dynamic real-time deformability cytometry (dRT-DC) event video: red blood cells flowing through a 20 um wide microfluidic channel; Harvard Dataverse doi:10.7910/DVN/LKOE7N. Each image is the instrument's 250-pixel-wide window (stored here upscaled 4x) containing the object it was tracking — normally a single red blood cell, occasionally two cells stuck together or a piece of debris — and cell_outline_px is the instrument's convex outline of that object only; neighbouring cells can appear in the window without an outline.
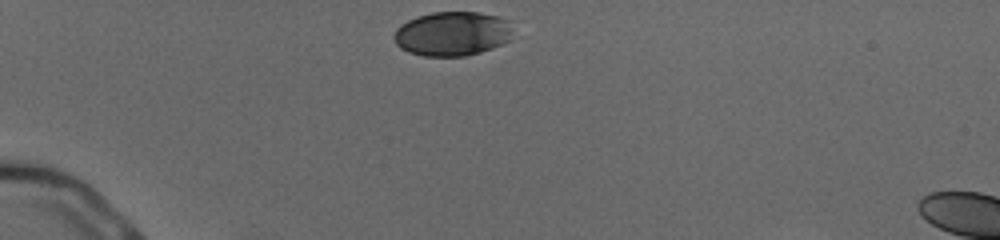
{"species": "human", "species_latin": "Homo sapiens", "temperature_condition": "cold", "stored_images_in_passage": 10, "camera_frame_rate_fps": 3000, "um_per_image_px": 0.085, "donor": {"sex": "male"}, "frame": {"image": 1, "passage_image": 1, "time_ms": 0.0, "image_size_px": [1000, 240], "cell_outline_px": [[508, 40], [492, 48], [480, 52], [464, 56], [424, 56], [408, 52], [400, 48], [396, 44], [392, 36], [396, 28], [400, 24], [416, 16], [432, 12], [480, 12], [500, 16], [508, 20]], "centroid_in_image_um": [38.36, 2.86], "position_along_channel_um": 46.6, "area_um2": 30.63}}
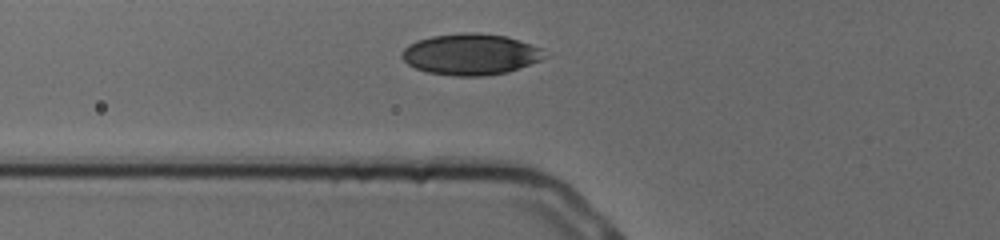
{"frame": {"image": 2, "passage_image": 7, "time_ms": 2.0, "image_size_px": [1000, 240], "cell_outline_px": [[552, 56], [544, 60], [508, 72], [488, 76], [452, 76], [424, 72], [408, 64], [400, 56], [400, 52], [408, 44], [416, 40], [432, 36], [504, 36], [532, 44], [544, 48]], "centroid_in_image_um": [40.07, 4.69], "position_along_channel_um": 85.7, "area_um2": 33.87}}